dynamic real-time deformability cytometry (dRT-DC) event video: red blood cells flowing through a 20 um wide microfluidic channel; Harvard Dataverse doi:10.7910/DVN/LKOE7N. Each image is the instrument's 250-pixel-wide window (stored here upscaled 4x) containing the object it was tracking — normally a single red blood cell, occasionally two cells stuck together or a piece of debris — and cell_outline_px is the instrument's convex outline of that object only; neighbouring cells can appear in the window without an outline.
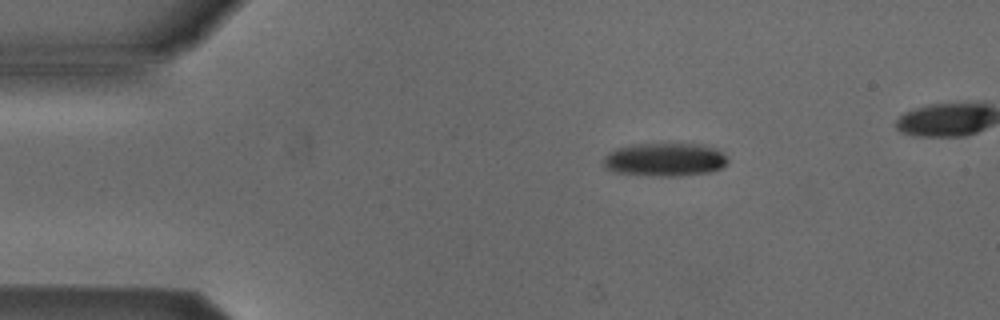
{"species": "Egyptian fruit bat (a non-hibernating species)", "species_latin": "Rousettus aegyptiacus", "temperature_condition": "cold", "stored_images_in_passage": 41, "camera_frame_rate_fps": 3000, "um_per_image_px": 0.085, "animal": {"sex": "male"}, "frame": {"image": 1, "passage_image": 1, "time_ms": 0.0, "image_size_px": [1000, 320], "cell_outline_px": [[728, 164], [712, 172], [680, 176], [652, 176], [616, 172], [604, 168], [600, 160], [608, 152], [616, 148], [632, 144], [696, 144], [712, 148], [724, 152], [728, 160]], "centroid_in_image_um": [56.47, 13.58], "position_along_channel_um": 28.5, "area_um2": 24.45}}
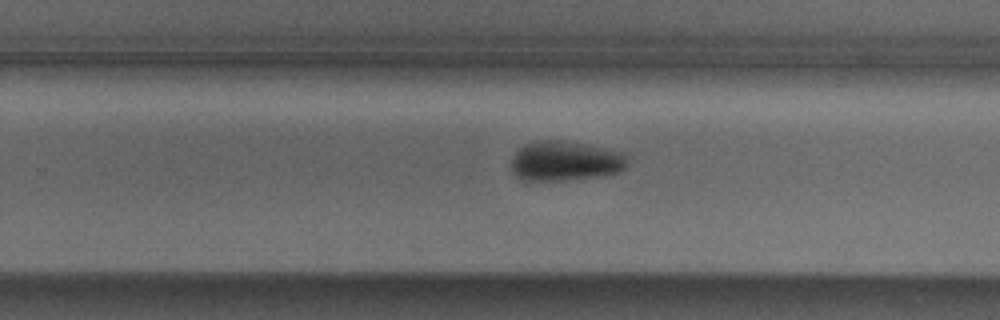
{"frame": {"image": 2, "passage_image": 25, "time_ms": 8.0, "image_size_px": [1000, 320], "cell_outline_px": [[624, 168], [616, 172], [596, 176], [560, 180], [524, 180], [516, 176], [512, 172], [508, 164], [512, 156], [524, 144], [536, 140], [564, 140], [624, 152]], "centroid_in_image_um": [47.92, 13.66], "position_along_channel_um": 281.9, "area_um2": 26.7}}
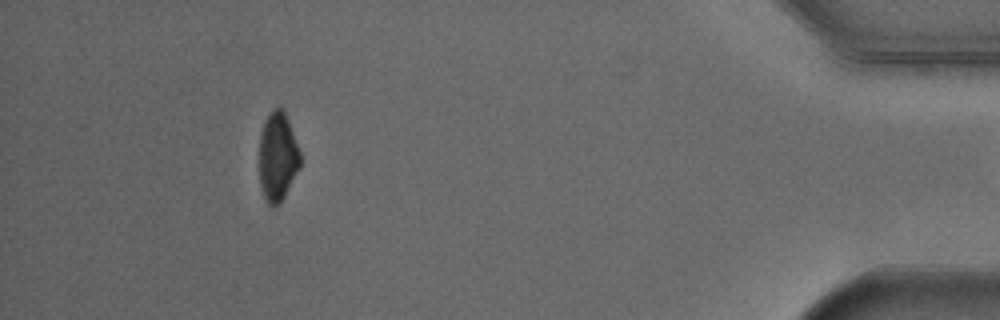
{"frame": {"image": 3, "passage_image": 40, "time_ms": 13.0, "image_size_px": [1000, 320], "cell_outline_px": [[300, 168], [280, 204], [272, 208], [268, 204], [264, 196], [260, 184], [260, 132], [264, 120], [268, 112], [272, 108], [280, 104], [284, 108], [300, 152]], "centroid_in_image_um": [23.6, 13.27], "position_along_channel_um": 411.6, "area_um2": 21.62}}